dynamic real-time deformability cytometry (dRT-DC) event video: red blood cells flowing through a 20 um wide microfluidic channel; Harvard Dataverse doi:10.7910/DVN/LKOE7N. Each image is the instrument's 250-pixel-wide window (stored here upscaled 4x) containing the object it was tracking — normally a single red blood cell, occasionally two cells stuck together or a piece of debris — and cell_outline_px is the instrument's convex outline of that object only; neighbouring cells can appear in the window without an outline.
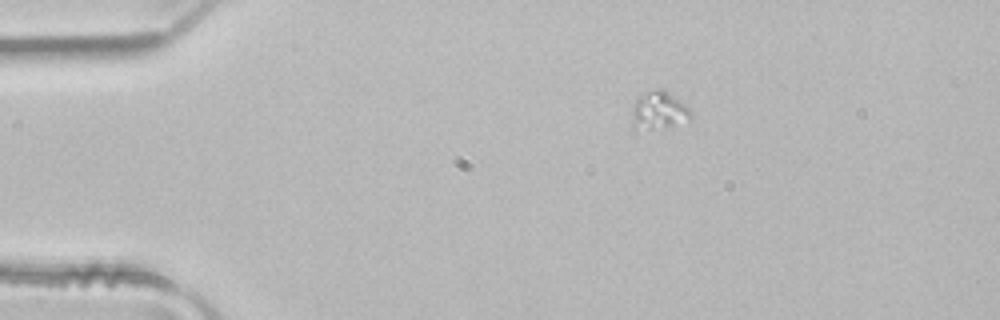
{"species": "common noctule bat (a hibernating species)", "species_latin": "Nyctalus noctula", "temperature_condition": "room temperature", "stored_images_in_passage": 2, "camera_frame_rate_fps": 3000, "um_per_image_px": 0.085, "animal": {"sex": "male", "body_mass_g": 21.5, "forearm_length_mm": 52.0}, "frame": {"image": 1, "passage_image": 1, "time_ms": 0.0, "image_size_px": [1000, 320], "cell_outline_px": [[692, 120], [668, 128], [632, 132], [632, 104], [640, 96], [656, 88], [664, 88], [684, 104], [692, 112]], "centroid_in_image_um": [55.98, 9.46], "position_along_channel_um": 29.0, "area_um2": 13.7}}